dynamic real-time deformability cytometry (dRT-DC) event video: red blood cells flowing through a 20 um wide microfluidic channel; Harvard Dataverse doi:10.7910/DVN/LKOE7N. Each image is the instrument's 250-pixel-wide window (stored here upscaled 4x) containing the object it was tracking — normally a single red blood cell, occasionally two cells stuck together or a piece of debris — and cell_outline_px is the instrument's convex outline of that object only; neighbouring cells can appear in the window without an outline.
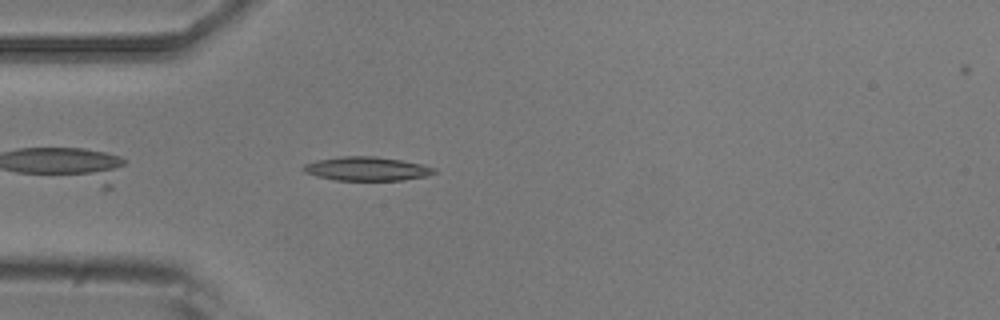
{"species": "common noctule bat (a hibernating species)", "species_latin": "Nyctalus noctula", "temperature_condition": "room temperature", "stored_images_in_passage": 8, "camera_frame_rate_fps": 3000, "um_per_image_px": 0.085, "animal": {"sex": "male", "body_mass_g": 20.5, "forearm_length_mm": 52.5}, "frame": {"image": 1, "passage_image": 1, "time_ms": 0.0, "image_size_px": [1000, 320], "cell_outline_px": [[436, 172], [428, 176], [404, 180], [336, 180], [316, 176], [304, 172], [300, 168], [304, 164], [316, 160], [340, 156], [376, 156], [424, 164], [436, 168]], "centroid_in_image_um": [31.18, 14.34], "position_along_channel_um": 53.8, "area_um2": 18.38}}
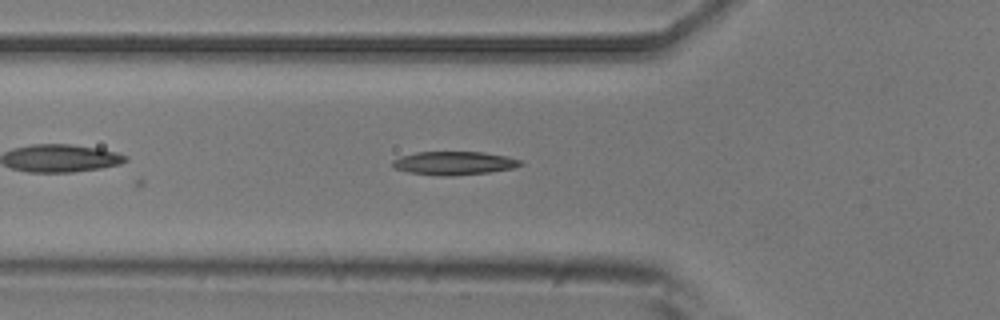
{"frame": {"image": 2, "passage_image": 4, "time_ms": 1.0, "image_size_px": [1000, 320], "cell_outline_px": [[524, 164], [512, 168], [488, 172], [452, 176], [440, 176], [408, 172], [396, 168], [392, 164], [392, 160], [400, 156], [416, 152], [484, 152], [508, 156], [520, 160]], "centroid_in_image_um": [38.59, 13.86], "position_along_channel_um": 87.2, "area_um2": 17.46}}